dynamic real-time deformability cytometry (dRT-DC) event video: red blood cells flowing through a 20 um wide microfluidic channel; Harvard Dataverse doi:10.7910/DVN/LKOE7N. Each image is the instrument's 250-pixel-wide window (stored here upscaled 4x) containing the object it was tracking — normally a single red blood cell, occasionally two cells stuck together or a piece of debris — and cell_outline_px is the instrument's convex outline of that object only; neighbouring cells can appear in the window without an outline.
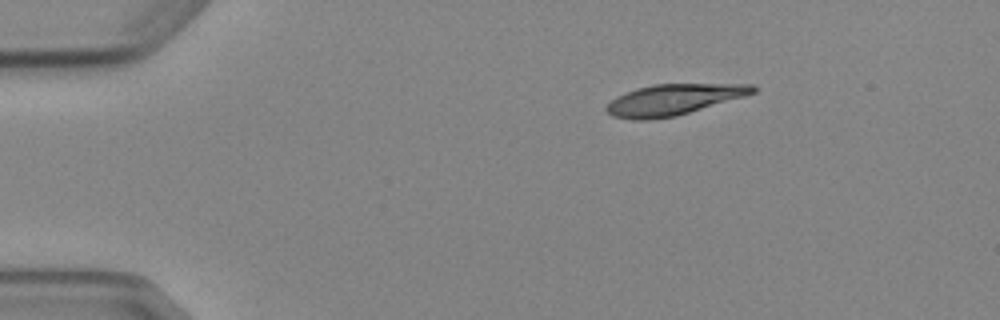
{"species": "Egyptian fruit bat (a non-hibernating species)", "species_latin": "Rousettus aegyptiacus", "temperature_condition": "cold", "stored_images_in_passage": 3, "camera_frame_rate_fps": 3000, "um_per_image_px": 0.085, "animal": {"sex": "female"}, "frame": {"image": 1, "passage_image": 1, "time_ms": 0.0, "image_size_px": [1000, 320], "cell_outline_px": [[756, 92], [744, 96], [676, 116], [648, 120], [636, 120], [612, 116], [604, 108], [616, 96], [636, 88], [652, 84], [752, 84], [756, 88]], "centroid_in_image_um": [57.21, 8.46], "position_along_channel_um": 27.8, "area_um2": 26.18}}